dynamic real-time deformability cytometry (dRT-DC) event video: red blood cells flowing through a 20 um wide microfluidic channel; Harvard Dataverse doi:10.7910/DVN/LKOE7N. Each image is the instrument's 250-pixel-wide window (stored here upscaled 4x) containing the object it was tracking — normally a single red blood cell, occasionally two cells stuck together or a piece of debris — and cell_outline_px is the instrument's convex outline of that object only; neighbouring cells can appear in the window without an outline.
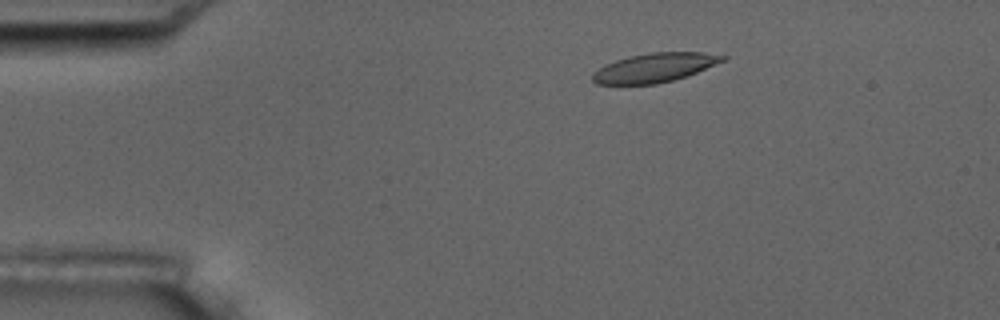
{"species": "common noctule bat (a hibernating species)", "species_latin": "Nyctalus noctula", "temperature_condition": "room temperature", "stored_images_in_passage": 6, "camera_frame_rate_fps": 3000, "um_per_image_px": 0.085, "animal": {"sex": "male", "body_mass_g": 17.5, "forearm_length_mm": 52.3}, "frame": {"image": 1, "passage_image": 3, "time_ms": 2.333, "image_size_px": [1000, 320], "cell_outline_px": [[728, 56], [724, 60], [696, 72], [672, 80], [656, 84], [596, 84], [592, 80], [592, 72], [604, 64], [628, 56], [648, 52], [704, 52]], "centroid_in_image_um": [55.58, 5.74], "position_along_channel_um": 29.4, "area_um2": 21.96}}
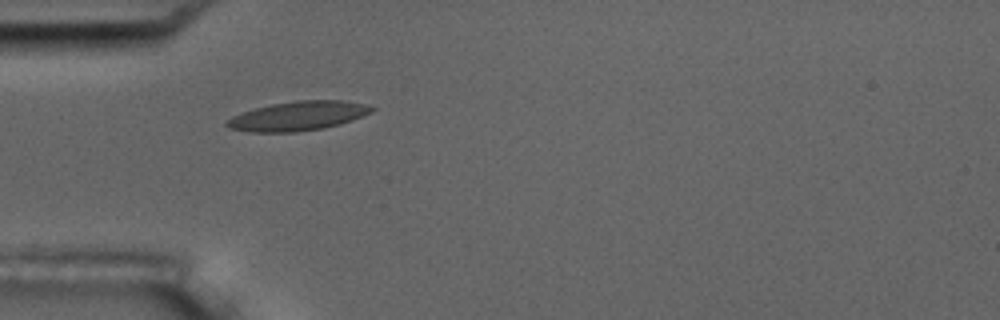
{"frame": {"image": 2, "passage_image": 5, "time_ms": 4.667, "image_size_px": [1000, 320], "cell_outline_px": [[376, 108], [372, 112], [352, 120], [340, 124], [324, 128], [296, 132], [252, 132], [228, 128], [224, 124], [224, 120], [232, 116], [256, 108], [272, 104], [300, 100], [344, 100], [364, 104]], "centroid_in_image_um": [25.32, 9.86], "position_along_channel_um": 59.7, "area_um2": 24.68}}